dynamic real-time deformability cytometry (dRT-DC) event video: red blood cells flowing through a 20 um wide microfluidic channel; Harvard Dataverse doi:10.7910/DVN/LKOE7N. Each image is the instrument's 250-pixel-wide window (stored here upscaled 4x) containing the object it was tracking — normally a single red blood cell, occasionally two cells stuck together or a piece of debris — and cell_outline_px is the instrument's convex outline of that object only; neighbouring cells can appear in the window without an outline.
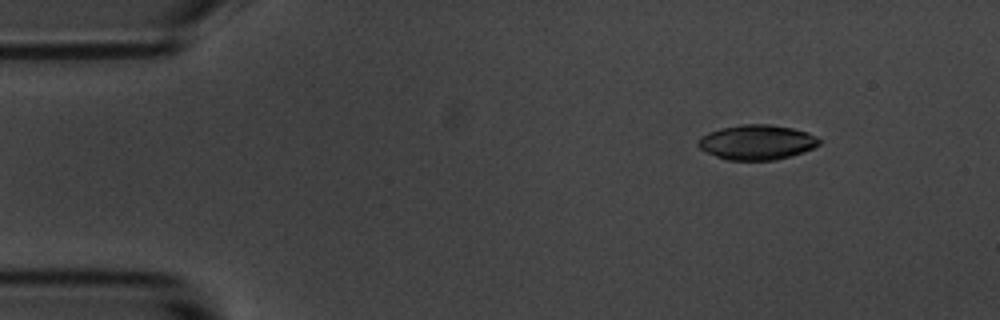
{"species": "common noctule bat (a hibernating species)", "species_latin": "Nyctalus noctula", "temperature_condition": "room temperature", "stored_images_in_passage": 6, "camera_frame_rate_fps": 3000, "um_per_image_px": 0.085, "animal": {"sex": "male", "body_mass_g": 20.1, "forearm_length_mm": 53.5}, "frame": {"image": 1, "passage_image": 2, "time_ms": 1.333, "image_size_px": [1000, 320], "cell_outline_px": [[820, 144], [804, 152], [792, 156], [776, 160], [728, 160], [716, 156], [700, 148], [696, 144], [700, 136], [708, 132], [720, 128], [744, 124], [768, 124], [792, 128], [808, 132], [816, 136], [820, 140]], "centroid_in_image_um": [64.34, 12.09], "position_along_channel_um": 20.7, "area_um2": 24.68}}
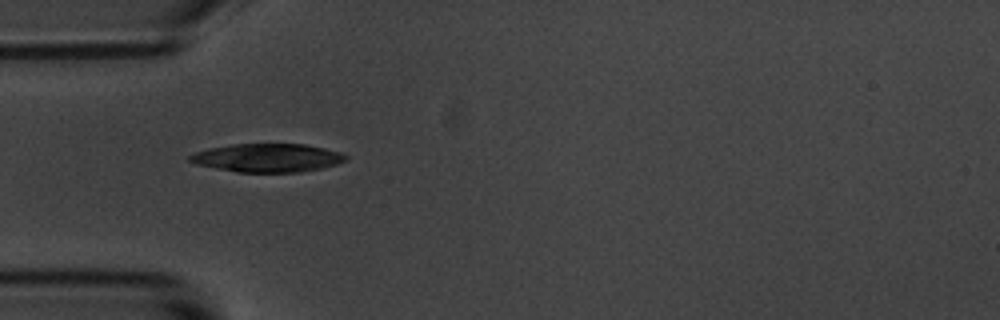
{"frame": {"image": 2, "passage_image": 5, "time_ms": 4.667, "image_size_px": [1000, 320], "cell_outline_px": [[348, 160], [336, 164], [320, 168], [300, 172], [236, 172], [196, 164], [188, 160], [188, 156], [196, 152], [208, 148], [232, 144], [304, 144], [344, 152], [348, 156]], "centroid_in_image_um": [22.76, 13.41], "position_along_channel_um": 62.2, "area_um2": 25.89}}
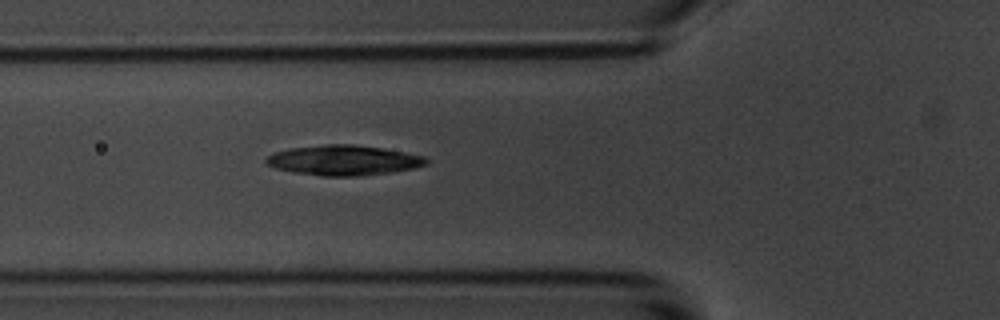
{"frame": {"image": 3, "passage_image": 6, "time_ms": 5.667, "image_size_px": [1000, 320], "cell_outline_px": [[428, 164], [416, 168], [392, 172], [356, 176], [324, 176], [296, 172], [276, 168], [268, 164], [264, 160], [272, 152], [288, 148], [324, 144], [352, 144], [384, 148], [428, 156]], "centroid_in_image_um": [29.26, 13.61], "position_along_channel_um": 96.5, "area_um2": 28.32}}